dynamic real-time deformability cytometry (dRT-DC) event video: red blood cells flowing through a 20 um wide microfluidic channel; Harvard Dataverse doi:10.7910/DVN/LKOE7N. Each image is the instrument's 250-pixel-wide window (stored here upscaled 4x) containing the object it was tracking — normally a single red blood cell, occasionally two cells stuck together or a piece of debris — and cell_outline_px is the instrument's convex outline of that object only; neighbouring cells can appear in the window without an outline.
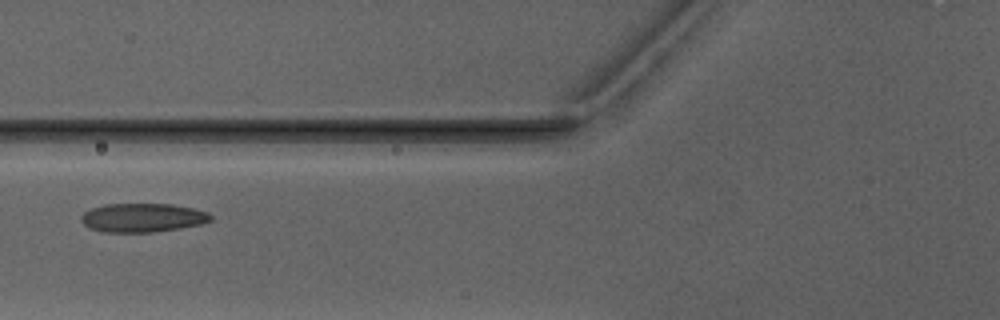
{"species": "Egyptian fruit bat (a non-hibernating species)", "species_latin": "Rousettus aegyptiacus", "temperature_condition": "warm", "stored_images_in_passage": 3, "camera_frame_rate_fps": 3000, "um_per_image_px": 0.085, "animal": {"sex": "male"}, "frame": {"image": 1, "passage_image": 2, "time_ms": 1.333, "image_size_px": [1000, 320], "cell_outline_px": [[212, 220], [200, 224], [180, 228], [152, 232], [104, 232], [88, 228], [80, 220], [80, 216], [84, 212], [92, 208], [104, 204], [172, 204], [192, 208], [208, 212], [212, 216]], "centroid_in_image_um": [12.09, 18.5], "position_along_channel_um": 113.7, "area_um2": 21.79}}
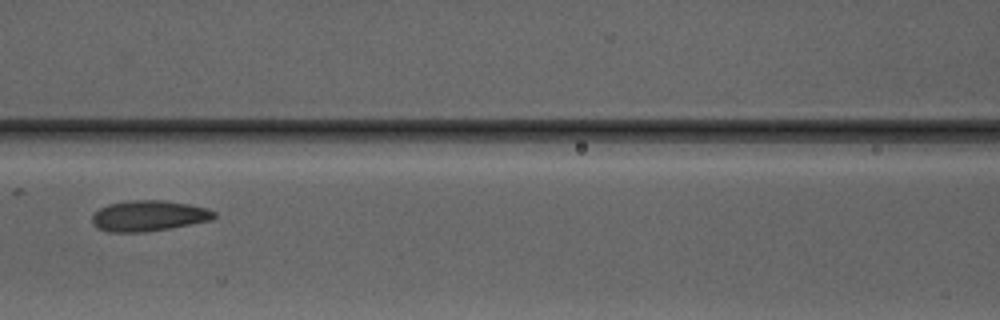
{"frame": {"image": 2, "passage_image": 3, "time_ms": 2.333, "image_size_px": [1000, 320], "cell_outline_px": [[216, 216], [212, 220], [168, 228], [144, 232], [108, 232], [96, 228], [92, 224], [92, 212], [108, 204], [128, 200], [164, 200], [188, 204], [204, 208], [216, 212]], "centroid_in_image_um": [12.58, 18.34], "position_along_channel_um": 154.0, "area_um2": 21.91}}